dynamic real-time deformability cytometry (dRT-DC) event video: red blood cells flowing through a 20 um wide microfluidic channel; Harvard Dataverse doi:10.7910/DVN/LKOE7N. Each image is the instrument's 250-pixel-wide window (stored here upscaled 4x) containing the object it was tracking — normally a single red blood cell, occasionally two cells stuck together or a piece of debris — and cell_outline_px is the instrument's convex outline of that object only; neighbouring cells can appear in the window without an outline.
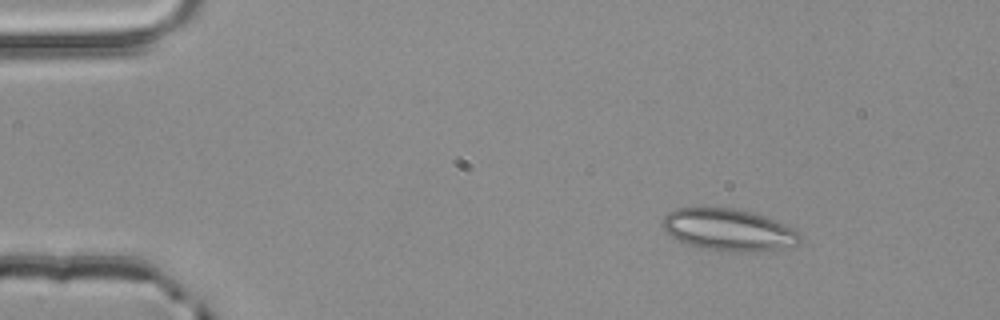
{"species": "common noctule bat (a hibernating species)", "species_latin": "Nyctalus noctula", "temperature_condition": "room temperature", "stored_images_in_passage": 3, "camera_frame_rate_fps": 3000, "um_per_image_px": 0.085, "animal": {"sex": "male", "body_mass_g": 20.4}, "frame": {"image": 1, "passage_image": 1, "time_ms": 0.0, "image_size_px": [1000, 320], "cell_outline_px": [[800, 240], [796, 244], [760, 252], [736, 252], [708, 248], [692, 244], [680, 240], [672, 236], [664, 228], [664, 216], [668, 212], [676, 208], [732, 208], [752, 212], [776, 220], [792, 228], [800, 236]], "centroid_in_image_um": [61.95, 19.52], "position_along_channel_um": 23.0, "area_um2": 32.77}}